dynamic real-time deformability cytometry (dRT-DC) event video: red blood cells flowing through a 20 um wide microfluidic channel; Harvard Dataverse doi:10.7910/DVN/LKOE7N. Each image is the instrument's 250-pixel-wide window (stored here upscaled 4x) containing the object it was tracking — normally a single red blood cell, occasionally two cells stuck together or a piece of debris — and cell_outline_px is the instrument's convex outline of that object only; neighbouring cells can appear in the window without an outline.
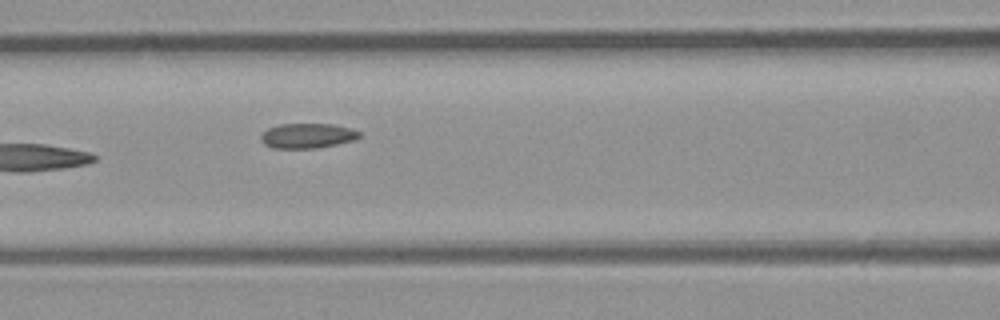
{"species": "common noctule bat (a hibernating species)", "species_latin": "Nyctalus noctula", "temperature_condition": "room temperature", "stored_images_in_passage": 5, "camera_frame_rate_fps": 3000, "um_per_image_px": 0.085, "animal": {"sex": "male", "body_mass_g": 23.1, "forearm_length_mm": 52.7}, "frame": {"image": 1, "passage_image": 5, "time_ms": 4.667, "image_size_px": [1000, 320], "cell_outline_px": [[360, 136], [356, 140], [316, 148], [272, 148], [264, 144], [260, 140], [260, 136], [268, 128], [280, 124], [332, 124], [352, 128], [360, 132]], "centroid_in_image_um": [26.13, 11.54], "position_along_channel_um": 140.5, "area_um2": 14.33}}